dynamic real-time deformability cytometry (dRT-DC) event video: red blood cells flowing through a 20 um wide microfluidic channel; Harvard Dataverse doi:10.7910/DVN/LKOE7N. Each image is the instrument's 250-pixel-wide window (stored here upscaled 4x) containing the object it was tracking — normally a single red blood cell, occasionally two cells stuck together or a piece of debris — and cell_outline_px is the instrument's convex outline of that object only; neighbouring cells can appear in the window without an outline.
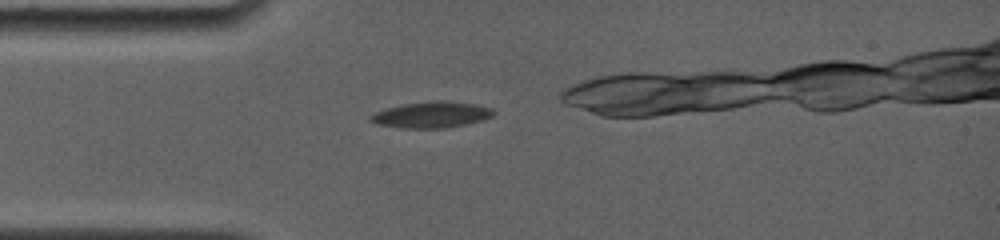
{"species": "common noctule bat (a hibernating species)", "species_latin": "Nyctalus noctula", "temperature_condition": "room temperature", "stored_images_in_passage": 5, "camera_frame_rate_fps": 4000, "um_per_image_px": 0.085, "animal": {"sex": "female", "body_mass_g": 19.0, "forearm_length_mm": 56.7}, "frame": {"image": 1, "passage_image": 1, "time_ms": 0.0, "image_size_px": [1000, 240], "cell_outline_px": [[496, 112], [492, 116], [480, 120], [464, 124], [444, 128], [400, 128], [376, 124], [368, 120], [368, 116], [384, 108], [404, 104], [436, 100], [444, 100], [476, 104], [492, 108]], "centroid_in_image_um": [36.63, 9.74], "position_along_channel_um": 48.4, "area_um2": 18.79}}
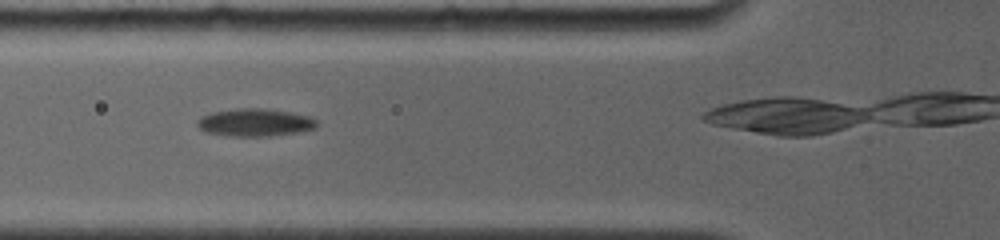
{"frame": {"image": 2, "passage_image": 3, "time_ms": 1.75, "image_size_px": [1000, 240], "cell_outline_px": [[316, 128], [300, 132], [268, 136], [228, 136], [204, 132], [196, 124], [196, 120], [200, 116], [212, 112], [236, 108], [260, 108], [288, 112], [308, 116], [316, 120]], "centroid_in_image_um": [21.61, 10.41], "position_along_channel_um": 104.2, "area_um2": 19.31}}